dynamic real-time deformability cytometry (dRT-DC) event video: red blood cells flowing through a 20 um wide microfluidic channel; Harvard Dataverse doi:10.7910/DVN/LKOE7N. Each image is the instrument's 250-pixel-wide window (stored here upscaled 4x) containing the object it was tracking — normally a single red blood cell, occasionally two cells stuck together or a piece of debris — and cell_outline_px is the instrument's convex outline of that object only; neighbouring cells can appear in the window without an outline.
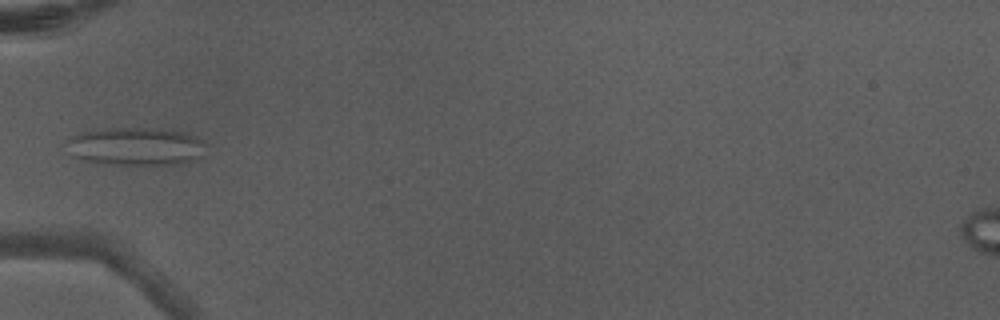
{"species": "Egyptian fruit bat (a non-hibernating species)", "species_latin": "Rousettus aegyptiacus", "temperature_condition": "warm", "stored_images_in_passage": 6, "camera_frame_rate_fps": 3000, "um_per_image_px": 0.085, "animal": {"sex": "male"}, "frame": {"image": 1, "passage_image": 6, "time_ms": 1.667, "image_size_px": [1000, 320], "cell_outline_px": [[204, 156], [184, 164], [120, 164], [88, 160], [72, 156], [64, 140], [80, 132], [116, 128], [152, 128], [184, 132], [196, 136], [204, 140]], "centroid_in_image_um": [11.59, 12.43], "position_along_channel_um": 73.4, "area_um2": 30.75}}